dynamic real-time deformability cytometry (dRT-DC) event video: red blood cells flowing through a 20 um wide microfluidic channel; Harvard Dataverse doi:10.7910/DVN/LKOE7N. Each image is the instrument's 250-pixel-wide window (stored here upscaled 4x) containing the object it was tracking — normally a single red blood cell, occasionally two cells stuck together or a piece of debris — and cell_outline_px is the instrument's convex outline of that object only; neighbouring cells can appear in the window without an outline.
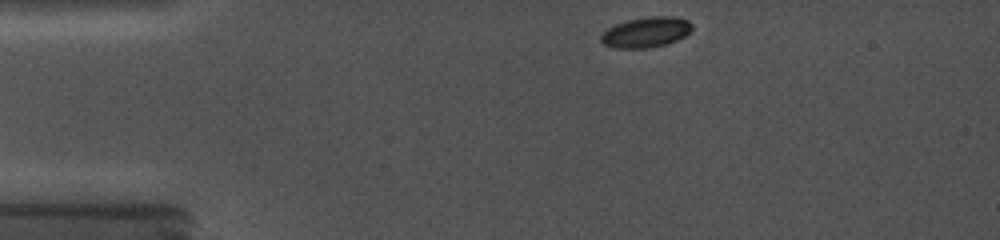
{"species": "common noctule bat (a hibernating species)", "species_latin": "Nyctalus noctula", "temperature_condition": "cold", "stored_images_in_passage": 4, "camera_frame_rate_fps": 5000, "um_per_image_px": 0.085, "animal": {"sex": "female", "body_mass_g": 19.0, "forearm_length_mm": 56.7}, "frame": {"image": 1, "passage_image": 1, "time_ms": 0.0, "image_size_px": [1000, 240], "cell_outline_px": [[692, 28], [684, 36], [676, 40], [664, 44], [648, 48], [612, 48], [604, 44], [600, 40], [600, 36], [612, 24], [628, 20], [648, 16], [676, 16], [688, 20], [692, 24]], "centroid_in_image_um": [54.88, 2.72], "position_along_channel_um": 30.1, "area_um2": 16.18}}